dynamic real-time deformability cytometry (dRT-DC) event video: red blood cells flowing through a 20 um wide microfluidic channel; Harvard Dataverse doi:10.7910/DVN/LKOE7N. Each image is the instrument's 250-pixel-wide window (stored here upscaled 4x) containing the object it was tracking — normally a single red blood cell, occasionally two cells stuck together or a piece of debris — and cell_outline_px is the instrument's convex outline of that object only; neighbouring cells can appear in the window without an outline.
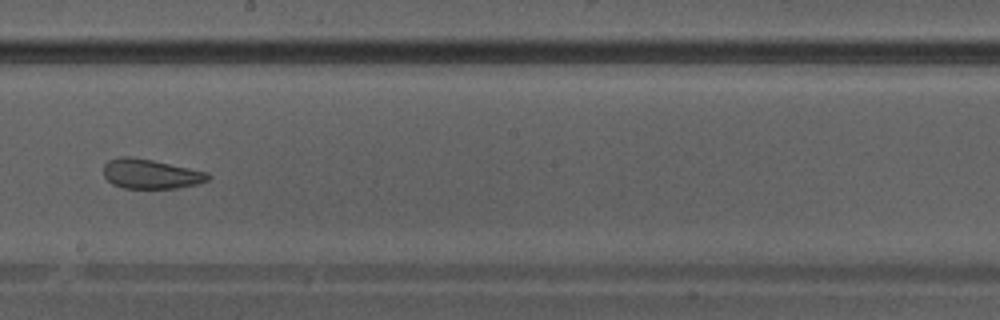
{"species": "Egyptian fruit bat (a non-hibernating species)", "species_latin": "Rousettus aegyptiacus", "temperature_condition": "warm", "stored_images_in_passage": 33, "camera_frame_rate_fps": 3000, "um_per_image_px": 0.085, "animal": {"sex": "male"}, "frame": {"image": 1, "passage_image": 15, "time_ms": 4.667, "image_size_px": [1000, 320], "cell_outline_px": [[212, 176], [208, 180], [196, 184], [176, 188], [124, 188], [112, 184], [104, 176], [104, 164], [108, 160], [120, 156], [132, 156], [152, 160], [208, 172]], "centroid_in_image_um": [12.8, 14.77], "position_along_channel_um": 235.4, "area_um2": 18.03}}